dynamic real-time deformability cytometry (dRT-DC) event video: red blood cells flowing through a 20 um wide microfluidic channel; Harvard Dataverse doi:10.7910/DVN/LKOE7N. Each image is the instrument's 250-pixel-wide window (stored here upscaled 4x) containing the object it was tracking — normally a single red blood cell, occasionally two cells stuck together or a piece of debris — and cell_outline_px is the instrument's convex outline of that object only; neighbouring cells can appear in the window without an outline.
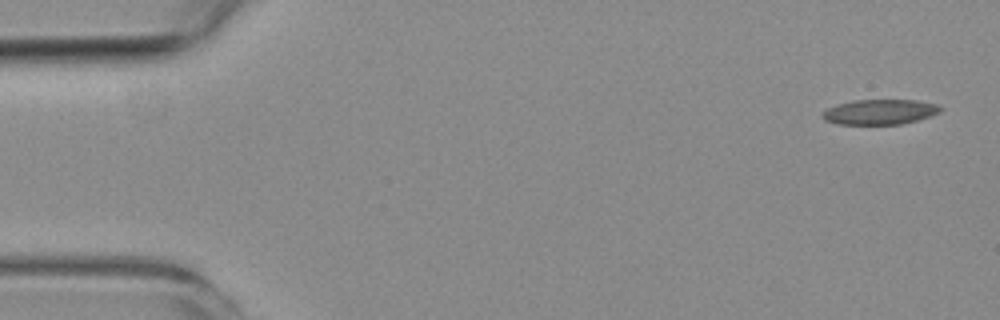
{"species": "common noctule bat (a hibernating species)", "species_latin": "Nyctalus noctula", "temperature_condition": "room temperature", "stored_images_in_passage": 14, "camera_frame_rate_fps": 3000, "um_per_image_px": 0.085, "animal": {"sex": "female", "body_mass_g": 19.3, "forearm_length_mm": 54.1}, "frame": {"image": 1, "passage_image": 1, "time_ms": 0.0, "image_size_px": [1000, 320], "cell_outline_px": [[944, 108], [940, 112], [916, 120], [900, 124], [836, 124], [824, 120], [820, 116], [828, 108], [836, 104], [852, 100], [916, 100], [936, 104]], "centroid_in_image_um": [74.75, 9.51], "position_along_channel_um": 10.2, "area_um2": 17.22}}
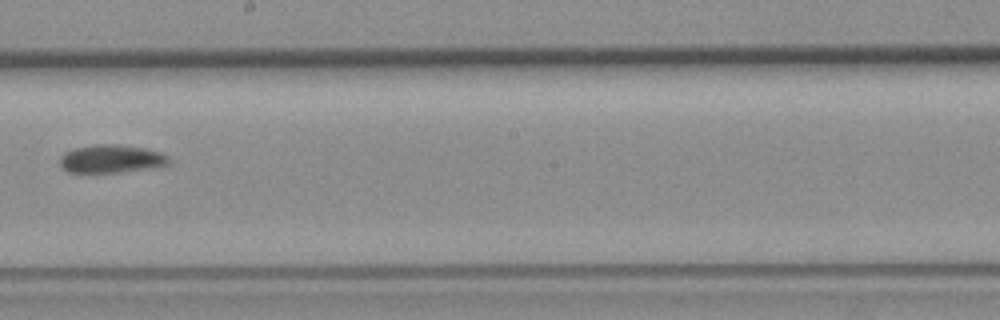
{"frame": {"image": 2, "passage_image": 8, "time_ms": 9.667, "image_size_px": [1000, 320], "cell_outline_px": [[172, 160], [168, 164], [156, 168], [88, 176], [68, 172], [60, 164], [60, 156], [64, 152], [76, 148], [96, 144], [116, 144], [148, 148], [160, 152], [168, 156]], "centroid_in_image_um": [9.45, 13.55], "position_along_channel_um": 238.7, "area_um2": 18.84}}
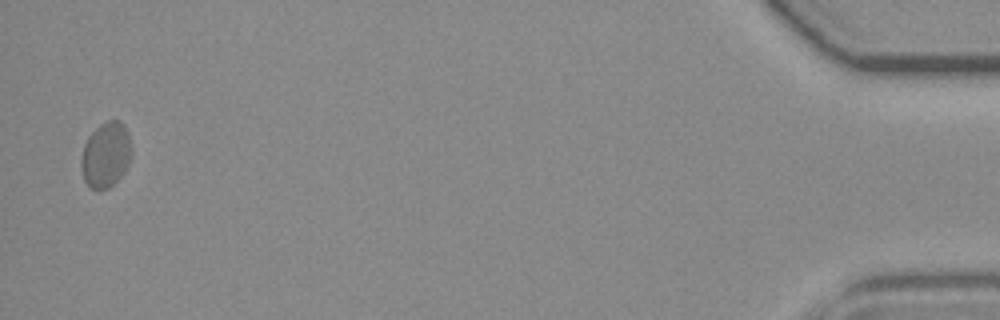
{"frame": {"image": 3, "passage_image": 14, "time_ms": 17.333, "image_size_px": [1000, 320], "cell_outline_px": [[132, 156], [124, 172], [108, 188], [92, 188], [84, 180], [80, 168], [80, 160], [84, 144], [88, 136], [100, 124], [108, 120], [120, 120], [124, 124], [128, 136], [132, 152]], "centroid_in_image_um": [8.98, 13.13], "position_along_channel_um": 426.2, "area_um2": 19.07}, "authors_computed_cell_mechanics": {"area_um2": 18.0625, "velocity_mm_per_s": 3.6986, "shape_relaxation_time_tau1_ms": 2.04, "shape_relaxation_time_tau2_ms": null, "deformation_change_tau1": 0.0638, "deformation_change_tau2": null}}